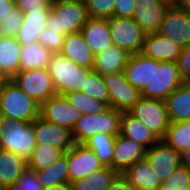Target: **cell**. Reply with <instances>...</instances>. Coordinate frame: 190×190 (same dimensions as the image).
I'll return each instance as SVG.
<instances>
[{
  "mask_svg": "<svg viewBox=\"0 0 190 190\" xmlns=\"http://www.w3.org/2000/svg\"><path fill=\"white\" fill-rule=\"evenodd\" d=\"M0 115L16 121L33 122L40 116V104L11 79L0 88Z\"/></svg>",
  "mask_w": 190,
  "mask_h": 190,
  "instance_id": "cell-1",
  "label": "cell"
},
{
  "mask_svg": "<svg viewBox=\"0 0 190 190\" xmlns=\"http://www.w3.org/2000/svg\"><path fill=\"white\" fill-rule=\"evenodd\" d=\"M0 140L2 150L27 160L37 146L33 122L16 121L0 115Z\"/></svg>",
  "mask_w": 190,
  "mask_h": 190,
  "instance_id": "cell-2",
  "label": "cell"
},
{
  "mask_svg": "<svg viewBox=\"0 0 190 190\" xmlns=\"http://www.w3.org/2000/svg\"><path fill=\"white\" fill-rule=\"evenodd\" d=\"M89 18L82 0L52 4L47 16V27L65 35L77 33L81 32Z\"/></svg>",
  "mask_w": 190,
  "mask_h": 190,
  "instance_id": "cell-3",
  "label": "cell"
},
{
  "mask_svg": "<svg viewBox=\"0 0 190 190\" xmlns=\"http://www.w3.org/2000/svg\"><path fill=\"white\" fill-rule=\"evenodd\" d=\"M122 112L109 107L97 114H82L72 129L74 142L83 144L87 139L98 133L118 135Z\"/></svg>",
  "mask_w": 190,
  "mask_h": 190,
  "instance_id": "cell-4",
  "label": "cell"
},
{
  "mask_svg": "<svg viewBox=\"0 0 190 190\" xmlns=\"http://www.w3.org/2000/svg\"><path fill=\"white\" fill-rule=\"evenodd\" d=\"M89 68H84L60 53H53L47 67L57 94L81 91L83 89L84 73Z\"/></svg>",
  "mask_w": 190,
  "mask_h": 190,
  "instance_id": "cell-5",
  "label": "cell"
},
{
  "mask_svg": "<svg viewBox=\"0 0 190 190\" xmlns=\"http://www.w3.org/2000/svg\"><path fill=\"white\" fill-rule=\"evenodd\" d=\"M183 83L176 62L152 59V76L149 84H146L141 90V96L165 100Z\"/></svg>",
  "mask_w": 190,
  "mask_h": 190,
  "instance_id": "cell-6",
  "label": "cell"
},
{
  "mask_svg": "<svg viewBox=\"0 0 190 190\" xmlns=\"http://www.w3.org/2000/svg\"><path fill=\"white\" fill-rule=\"evenodd\" d=\"M162 140L170 124L166 105L162 99L141 98L128 111Z\"/></svg>",
  "mask_w": 190,
  "mask_h": 190,
  "instance_id": "cell-7",
  "label": "cell"
},
{
  "mask_svg": "<svg viewBox=\"0 0 190 190\" xmlns=\"http://www.w3.org/2000/svg\"><path fill=\"white\" fill-rule=\"evenodd\" d=\"M109 31L113 44L128 54L141 53L146 33L133 18H108Z\"/></svg>",
  "mask_w": 190,
  "mask_h": 190,
  "instance_id": "cell-8",
  "label": "cell"
},
{
  "mask_svg": "<svg viewBox=\"0 0 190 190\" xmlns=\"http://www.w3.org/2000/svg\"><path fill=\"white\" fill-rule=\"evenodd\" d=\"M11 80L39 104L57 94L47 68L19 71Z\"/></svg>",
  "mask_w": 190,
  "mask_h": 190,
  "instance_id": "cell-9",
  "label": "cell"
},
{
  "mask_svg": "<svg viewBox=\"0 0 190 190\" xmlns=\"http://www.w3.org/2000/svg\"><path fill=\"white\" fill-rule=\"evenodd\" d=\"M109 94V107L120 112H128L139 101L141 91L132 86L123 71L102 76Z\"/></svg>",
  "mask_w": 190,
  "mask_h": 190,
  "instance_id": "cell-10",
  "label": "cell"
},
{
  "mask_svg": "<svg viewBox=\"0 0 190 190\" xmlns=\"http://www.w3.org/2000/svg\"><path fill=\"white\" fill-rule=\"evenodd\" d=\"M181 47L190 44V11L180 5H171L157 32Z\"/></svg>",
  "mask_w": 190,
  "mask_h": 190,
  "instance_id": "cell-11",
  "label": "cell"
},
{
  "mask_svg": "<svg viewBox=\"0 0 190 190\" xmlns=\"http://www.w3.org/2000/svg\"><path fill=\"white\" fill-rule=\"evenodd\" d=\"M82 113L65 95L55 94L40 104V117L72 131Z\"/></svg>",
  "mask_w": 190,
  "mask_h": 190,
  "instance_id": "cell-12",
  "label": "cell"
},
{
  "mask_svg": "<svg viewBox=\"0 0 190 190\" xmlns=\"http://www.w3.org/2000/svg\"><path fill=\"white\" fill-rule=\"evenodd\" d=\"M69 183L86 178L104 167L95 152L84 144H77L67 151Z\"/></svg>",
  "mask_w": 190,
  "mask_h": 190,
  "instance_id": "cell-13",
  "label": "cell"
},
{
  "mask_svg": "<svg viewBox=\"0 0 190 190\" xmlns=\"http://www.w3.org/2000/svg\"><path fill=\"white\" fill-rule=\"evenodd\" d=\"M33 130L37 145H51L64 153L75 145L71 130L46 121L40 116L33 121Z\"/></svg>",
  "mask_w": 190,
  "mask_h": 190,
  "instance_id": "cell-14",
  "label": "cell"
},
{
  "mask_svg": "<svg viewBox=\"0 0 190 190\" xmlns=\"http://www.w3.org/2000/svg\"><path fill=\"white\" fill-rule=\"evenodd\" d=\"M145 159L160 182H164L181 165L180 153L162 140L146 150Z\"/></svg>",
  "mask_w": 190,
  "mask_h": 190,
  "instance_id": "cell-15",
  "label": "cell"
},
{
  "mask_svg": "<svg viewBox=\"0 0 190 190\" xmlns=\"http://www.w3.org/2000/svg\"><path fill=\"white\" fill-rule=\"evenodd\" d=\"M146 150L144 146L136 141L118 134L114 143L111 168L122 174L135 162L144 159Z\"/></svg>",
  "mask_w": 190,
  "mask_h": 190,
  "instance_id": "cell-16",
  "label": "cell"
},
{
  "mask_svg": "<svg viewBox=\"0 0 190 190\" xmlns=\"http://www.w3.org/2000/svg\"><path fill=\"white\" fill-rule=\"evenodd\" d=\"M169 4L161 0H136L133 19L147 33H155L165 16Z\"/></svg>",
  "mask_w": 190,
  "mask_h": 190,
  "instance_id": "cell-17",
  "label": "cell"
},
{
  "mask_svg": "<svg viewBox=\"0 0 190 190\" xmlns=\"http://www.w3.org/2000/svg\"><path fill=\"white\" fill-rule=\"evenodd\" d=\"M181 48L178 44L155 32L145 35L141 53L154 60L176 62Z\"/></svg>",
  "mask_w": 190,
  "mask_h": 190,
  "instance_id": "cell-18",
  "label": "cell"
},
{
  "mask_svg": "<svg viewBox=\"0 0 190 190\" xmlns=\"http://www.w3.org/2000/svg\"><path fill=\"white\" fill-rule=\"evenodd\" d=\"M81 34L94 55L113 45L107 19L89 18Z\"/></svg>",
  "mask_w": 190,
  "mask_h": 190,
  "instance_id": "cell-19",
  "label": "cell"
},
{
  "mask_svg": "<svg viewBox=\"0 0 190 190\" xmlns=\"http://www.w3.org/2000/svg\"><path fill=\"white\" fill-rule=\"evenodd\" d=\"M133 190H160L161 182L144 158L121 174Z\"/></svg>",
  "mask_w": 190,
  "mask_h": 190,
  "instance_id": "cell-20",
  "label": "cell"
},
{
  "mask_svg": "<svg viewBox=\"0 0 190 190\" xmlns=\"http://www.w3.org/2000/svg\"><path fill=\"white\" fill-rule=\"evenodd\" d=\"M66 58L84 68H92L94 57L81 32L66 34L59 52Z\"/></svg>",
  "mask_w": 190,
  "mask_h": 190,
  "instance_id": "cell-21",
  "label": "cell"
},
{
  "mask_svg": "<svg viewBox=\"0 0 190 190\" xmlns=\"http://www.w3.org/2000/svg\"><path fill=\"white\" fill-rule=\"evenodd\" d=\"M119 134L136 141L146 149L160 141L147 126L129 112L121 114Z\"/></svg>",
  "mask_w": 190,
  "mask_h": 190,
  "instance_id": "cell-22",
  "label": "cell"
},
{
  "mask_svg": "<svg viewBox=\"0 0 190 190\" xmlns=\"http://www.w3.org/2000/svg\"><path fill=\"white\" fill-rule=\"evenodd\" d=\"M129 55L113 44L95 55L92 69L102 76L124 71Z\"/></svg>",
  "mask_w": 190,
  "mask_h": 190,
  "instance_id": "cell-23",
  "label": "cell"
},
{
  "mask_svg": "<svg viewBox=\"0 0 190 190\" xmlns=\"http://www.w3.org/2000/svg\"><path fill=\"white\" fill-rule=\"evenodd\" d=\"M123 72L126 80L141 91L150 82L152 58L146 57L142 53L129 55Z\"/></svg>",
  "mask_w": 190,
  "mask_h": 190,
  "instance_id": "cell-24",
  "label": "cell"
},
{
  "mask_svg": "<svg viewBox=\"0 0 190 190\" xmlns=\"http://www.w3.org/2000/svg\"><path fill=\"white\" fill-rule=\"evenodd\" d=\"M21 47L15 36H3L0 39V67L3 80L11 79L19 72Z\"/></svg>",
  "mask_w": 190,
  "mask_h": 190,
  "instance_id": "cell-25",
  "label": "cell"
},
{
  "mask_svg": "<svg viewBox=\"0 0 190 190\" xmlns=\"http://www.w3.org/2000/svg\"><path fill=\"white\" fill-rule=\"evenodd\" d=\"M50 10L27 11L23 16V24L15 38L22 44L38 41L39 35L47 27V16Z\"/></svg>",
  "mask_w": 190,
  "mask_h": 190,
  "instance_id": "cell-26",
  "label": "cell"
},
{
  "mask_svg": "<svg viewBox=\"0 0 190 190\" xmlns=\"http://www.w3.org/2000/svg\"><path fill=\"white\" fill-rule=\"evenodd\" d=\"M170 122L190 120V82H184L165 100Z\"/></svg>",
  "mask_w": 190,
  "mask_h": 190,
  "instance_id": "cell-27",
  "label": "cell"
},
{
  "mask_svg": "<svg viewBox=\"0 0 190 190\" xmlns=\"http://www.w3.org/2000/svg\"><path fill=\"white\" fill-rule=\"evenodd\" d=\"M27 169V160L11 151L0 152V186L8 190Z\"/></svg>",
  "mask_w": 190,
  "mask_h": 190,
  "instance_id": "cell-28",
  "label": "cell"
},
{
  "mask_svg": "<svg viewBox=\"0 0 190 190\" xmlns=\"http://www.w3.org/2000/svg\"><path fill=\"white\" fill-rule=\"evenodd\" d=\"M53 53L38 41L22 44L19 71L47 68Z\"/></svg>",
  "mask_w": 190,
  "mask_h": 190,
  "instance_id": "cell-29",
  "label": "cell"
},
{
  "mask_svg": "<svg viewBox=\"0 0 190 190\" xmlns=\"http://www.w3.org/2000/svg\"><path fill=\"white\" fill-rule=\"evenodd\" d=\"M119 173L110 167L95 171L86 178L71 182L73 190H106Z\"/></svg>",
  "mask_w": 190,
  "mask_h": 190,
  "instance_id": "cell-30",
  "label": "cell"
},
{
  "mask_svg": "<svg viewBox=\"0 0 190 190\" xmlns=\"http://www.w3.org/2000/svg\"><path fill=\"white\" fill-rule=\"evenodd\" d=\"M42 186L69 183L67 152L46 169L35 171Z\"/></svg>",
  "mask_w": 190,
  "mask_h": 190,
  "instance_id": "cell-31",
  "label": "cell"
},
{
  "mask_svg": "<svg viewBox=\"0 0 190 190\" xmlns=\"http://www.w3.org/2000/svg\"><path fill=\"white\" fill-rule=\"evenodd\" d=\"M162 141L179 153L190 149V120L170 122Z\"/></svg>",
  "mask_w": 190,
  "mask_h": 190,
  "instance_id": "cell-32",
  "label": "cell"
},
{
  "mask_svg": "<svg viewBox=\"0 0 190 190\" xmlns=\"http://www.w3.org/2000/svg\"><path fill=\"white\" fill-rule=\"evenodd\" d=\"M116 136L117 135H110L107 133H98L87 139L83 144L95 152L104 166L111 168Z\"/></svg>",
  "mask_w": 190,
  "mask_h": 190,
  "instance_id": "cell-33",
  "label": "cell"
},
{
  "mask_svg": "<svg viewBox=\"0 0 190 190\" xmlns=\"http://www.w3.org/2000/svg\"><path fill=\"white\" fill-rule=\"evenodd\" d=\"M64 152L51 145H37L31 156L27 159V168L32 171L46 169L57 161Z\"/></svg>",
  "mask_w": 190,
  "mask_h": 190,
  "instance_id": "cell-34",
  "label": "cell"
},
{
  "mask_svg": "<svg viewBox=\"0 0 190 190\" xmlns=\"http://www.w3.org/2000/svg\"><path fill=\"white\" fill-rule=\"evenodd\" d=\"M81 91L109 106V94L102 75L94 72L92 68L84 73L83 89Z\"/></svg>",
  "mask_w": 190,
  "mask_h": 190,
  "instance_id": "cell-35",
  "label": "cell"
},
{
  "mask_svg": "<svg viewBox=\"0 0 190 190\" xmlns=\"http://www.w3.org/2000/svg\"><path fill=\"white\" fill-rule=\"evenodd\" d=\"M65 96L82 114L102 113L109 108L106 103L96 100L82 91L67 93Z\"/></svg>",
  "mask_w": 190,
  "mask_h": 190,
  "instance_id": "cell-36",
  "label": "cell"
},
{
  "mask_svg": "<svg viewBox=\"0 0 190 190\" xmlns=\"http://www.w3.org/2000/svg\"><path fill=\"white\" fill-rule=\"evenodd\" d=\"M160 190H190V170L180 165L164 182Z\"/></svg>",
  "mask_w": 190,
  "mask_h": 190,
  "instance_id": "cell-37",
  "label": "cell"
},
{
  "mask_svg": "<svg viewBox=\"0 0 190 190\" xmlns=\"http://www.w3.org/2000/svg\"><path fill=\"white\" fill-rule=\"evenodd\" d=\"M90 18L108 19L113 16L114 0H82Z\"/></svg>",
  "mask_w": 190,
  "mask_h": 190,
  "instance_id": "cell-38",
  "label": "cell"
},
{
  "mask_svg": "<svg viewBox=\"0 0 190 190\" xmlns=\"http://www.w3.org/2000/svg\"><path fill=\"white\" fill-rule=\"evenodd\" d=\"M24 12H22L16 6L10 9V12L7 16L2 18V31L4 36H15L18 32V29L23 24Z\"/></svg>",
  "mask_w": 190,
  "mask_h": 190,
  "instance_id": "cell-39",
  "label": "cell"
},
{
  "mask_svg": "<svg viewBox=\"0 0 190 190\" xmlns=\"http://www.w3.org/2000/svg\"><path fill=\"white\" fill-rule=\"evenodd\" d=\"M64 38L65 34L46 27L39 35L38 42L48 48L52 53H59L62 48Z\"/></svg>",
  "mask_w": 190,
  "mask_h": 190,
  "instance_id": "cell-40",
  "label": "cell"
},
{
  "mask_svg": "<svg viewBox=\"0 0 190 190\" xmlns=\"http://www.w3.org/2000/svg\"><path fill=\"white\" fill-rule=\"evenodd\" d=\"M44 187L39 182L35 171L26 169L8 190H43Z\"/></svg>",
  "mask_w": 190,
  "mask_h": 190,
  "instance_id": "cell-41",
  "label": "cell"
},
{
  "mask_svg": "<svg viewBox=\"0 0 190 190\" xmlns=\"http://www.w3.org/2000/svg\"><path fill=\"white\" fill-rule=\"evenodd\" d=\"M176 64L183 81L190 82V44L181 48Z\"/></svg>",
  "mask_w": 190,
  "mask_h": 190,
  "instance_id": "cell-42",
  "label": "cell"
},
{
  "mask_svg": "<svg viewBox=\"0 0 190 190\" xmlns=\"http://www.w3.org/2000/svg\"><path fill=\"white\" fill-rule=\"evenodd\" d=\"M136 0H114L113 16L132 18L135 12Z\"/></svg>",
  "mask_w": 190,
  "mask_h": 190,
  "instance_id": "cell-43",
  "label": "cell"
},
{
  "mask_svg": "<svg viewBox=\"0 0 190 190\" xmlns=\"http://www.w3.org/2000/svg\"><path fill=\"white\" fill-rule=\"evenodd\" d=\"M14 6L22 12L35 10H50L49 0H14Z\"/></svg>",
  "mask_w": 190,
  "mask_h": 190,
  "instance_id": "cell-44",
  "label": "cell"
},
{
  "mask_svg": "<svg viewBox=\"0 0 190 190\" xmlns=\"http://www.w3.org/2000/svg\"><path fill=\"white\" fill-rule=\"evenodd\" d=\"M106 190H133L127 180L119 174Z\"/></svg>",
  "mask_w": 190,
  "mask_h": 190,
  "instance_id": "cell-45",
  "label": "cell"
},
{
  "mask_svg": "<svg viewBox=\"0 0 190 190\" xmlns=\"http://www.w3.org/2000/svg\"><path fill=\"white\" fill-rule=\"evenodd\" d=\"M12 7H14V0H0V25L2 18L8 15Z\"/></svg>",
  "mask_w": 190,
  "mask_h": 190,
  "instance_id": "cell-46",
  "label": "cell"
},
{
  "mask_svg": "<svg viewBox=\"0 0 190 190\" xmlns=\"http://www.w3.org/2000/svg\"><path fill=\"white\" fill-rule=\"evenodd\" d=\"M180 162L182 166L190 170V149L180 152Z\"/></svg>",
  "mask_w": 190,
  "mask_h": 190,
  "instance_id": "cell-47",
  "label": "cell"
},
{
  "mask_svg": "<svg viewBox=\"0 0 190 190\" xmlns=\"http://www.w3.org/2000/svg\"><path fill=\"white\" fill-rule=\"evenodd\" d=\"M43 190H73L70 183L57 184L45 187Z\"/></svg>",
  "mask_w": 190,
  "mask_h": 190,
  "instance_id": "cell-48",
  "label": "cell"
},
{
  "mask_svg": "<svg viewBox=\"0 0 190 190\" xmlns=\"http://www.w3.org/2000/svg\"><path fill=\"white\" fill-rule=\"evenodd\" d=\"M179 5L190 11V0H181Z\"/></svg>",
  "mask_w": 190,
  "mask_h": 190,
  "instance_id": "cell-49",
  "label": "cell"
},
{
  "mask_svg": "<svg viewBox=\"0 0 190 190\" xmlns=\"http://www.w3.org/2000/svg\"><path fill=\"white\" fill-rule=\"evenodd\" d=\"M161 1L166 2L171 6V5H179L181 0H161Z\"/></svg>",
  "mask_w": 190,
  "mask_h": 190,
  "instance_id": "cell-50",
  "label": "cell"
},
{
  "mask_svg": "<svg viewBox=\"0 0 190 190\" xmlns=\"http://www.w3.org/2000/svg\"><path fill=\"white\" fill-rule=\"evenodd\" d=\"M70 1H76V0H49L50 4H57L62 2H70Z\"/></svg>",
  "mask_w": 190,
  "mask_h": 190,
  "instance_id": "cell-51",
  "label": "cell"
},
{
  "mask_svg": "<svg viewBox=\"0 0 190 190\" xmlns=\"http://www.w3.org/2000/svg\"><path fill=\"white\" fill-rule=\"evenodd\" d=\"M3 36H4V34H3V31H2V27H1V25H0V39H1Z\"/></svg>",
  "mask_w": 190,
  "mask_h": 190,
  "instance_id": "cell-52",
  "label": "cell"
},
{
  "mask_svg": "<svg viewBox=\"0 0 190 190\" xmlns=\"http://www.w3.org/2000/svg\"><path fill=\"white\" fill-rule=\"evenodd\" d=\"M3 82H4V80L2 78H0V88H1V85Z\"/></svg>",
  "mask_w": 190,
  "mask_h": 190,
  "instance_id": "cell-53",
  "label": "cell"
},
{
  "mask_svg": "<svg viewBox=\"0 0 190 190\" xmlns=\"http://www.w3.org/2000/svg\"><path fill=\"white\" fill-rule=\"evenodd\" d=\"M1 150H2V143H1V140H0V152H1Z\"/></svg>",
  "mask_w": 190,
  "mask_h": 190,
  "instance_id": "cell-54",
  "label": "cell"
}]
</instances>
